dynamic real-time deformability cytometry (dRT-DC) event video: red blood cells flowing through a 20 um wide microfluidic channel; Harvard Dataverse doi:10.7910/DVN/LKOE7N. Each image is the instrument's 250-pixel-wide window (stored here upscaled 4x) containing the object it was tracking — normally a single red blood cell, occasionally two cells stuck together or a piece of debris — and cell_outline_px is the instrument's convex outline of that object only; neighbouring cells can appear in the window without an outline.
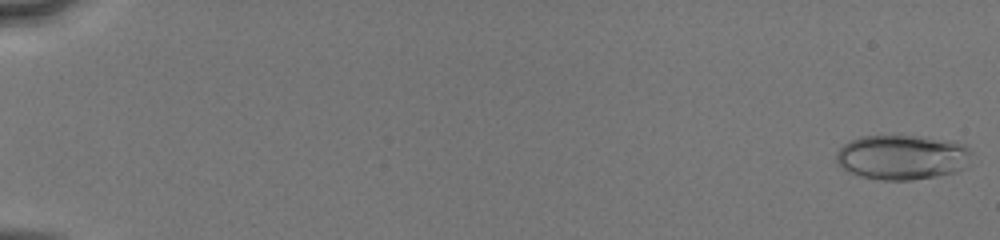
{"species": "human", "species_latin": "Homo sapiens", "temperature_condition": "cold", "stored_images_in_passage": 52, "camera_frame_rate_fps": 3000, "um_per_image_px": 0.085, "donor": {"sex": "male"}, "frame": {"image": 1, "passage_image": 1, "time_ms": 0.0, "image_size_px": [1000, 240], "cell_outline_px": [[972, 152], [968, 168], [956, 172], [936, 176], [912, 180], [880, 180], [860, 176], [848, 172], [836, 160], [836, 152], [844, 144], [860, 136], [896, 132], [952, 140], [968, 144]], "centroid_in_image_um": [76.75, 13.31], "position_along_channel_um": 8.3, "area_um2": 36.88}}
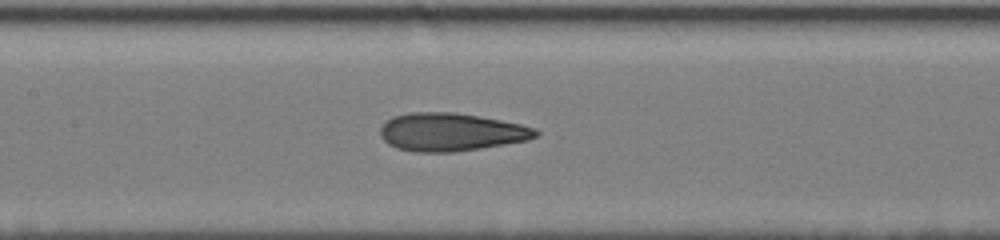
{"frame": {"image": 2, "passage_image": 27, "time_ms": 8.667, "image_size_px": [1000, 240], "cell_outline_px": [[540, 136], [528, 140], [456, 152], [412, 152], [396, 148], [388, 144], [380, 136], [380, 128], [392, 116], [408, 112], [452, 112], [480, 116], [520, 124], [536, 128], [540, 132]], "centroid_in_image_um": [38.33, 11.22], "position_along_channel_um": 169.1, "area_um2": 34.68}}
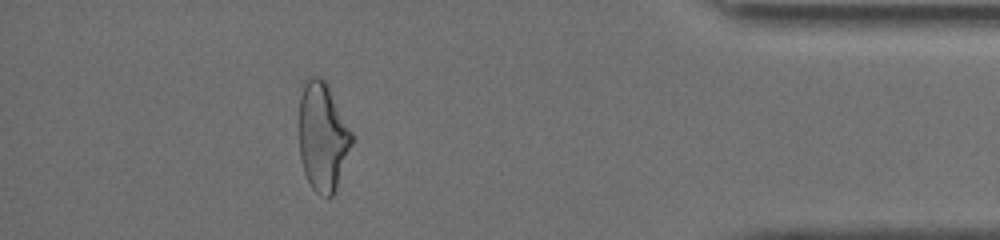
{"frame": {"image": 3, "passage_image": 47, "time_ms": 15.333, "image_size_px": [1000, 240], "cell_outline_px": [[356, 136], [336, 188], [332, 196], [320, 196], [312, 188], [304, 172], [300, 156], [300, 84], [308, 76], [320, 76], [328, 84]], "centroid_in_image_um": [27.46, 11.55], "position_along_channel_um": 407.7, "area_um2": 34.1}, "authors_computed_cell_mechanics": {"area_um2": 33.9575, "velocity_mm_per_s": 4.1208, "shape_relaxation_time_tau1_ms": 4.6276, "shape_relaxation_time_tau2_ms": 1.4704, "deformation_change_tau1": 0.1847, "deformation_change_tau2": 0.11}}